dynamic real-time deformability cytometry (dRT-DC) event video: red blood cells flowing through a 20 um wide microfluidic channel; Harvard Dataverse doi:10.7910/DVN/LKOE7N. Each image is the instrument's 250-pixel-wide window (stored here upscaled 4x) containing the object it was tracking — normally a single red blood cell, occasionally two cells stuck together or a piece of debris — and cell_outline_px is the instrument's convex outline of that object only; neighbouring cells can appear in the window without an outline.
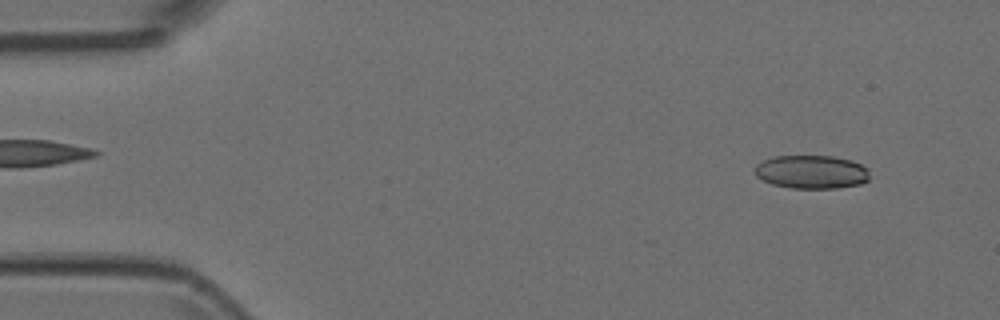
{"species": "Egyptian fruit bat (a non-hibernating species)", "species_latin": "Rousettus aegyptiacus", "temperature_condition": "room temperature", "stored_images_in_passage": 6, "camera_frame_rate_fps": 3000, "um_per_image_px": 0.085, "animal": {"sex": "female"}, "frame": {"image": 1, "passage_image": 2, "time_ms": 0.333, "image_size_px": [1000, 320], "cell_outline_px": [[868, 180], [860, 184], [836, 188], [788, 188], [772, 184], [756, 176], [756, 164], [772, 156], [832, 156], [852, 160], [868, 168]], "centroid_in_image_um": [68.98, 14.61], "position_along_channel_um": 16.0, "area_um2": 22.37}}
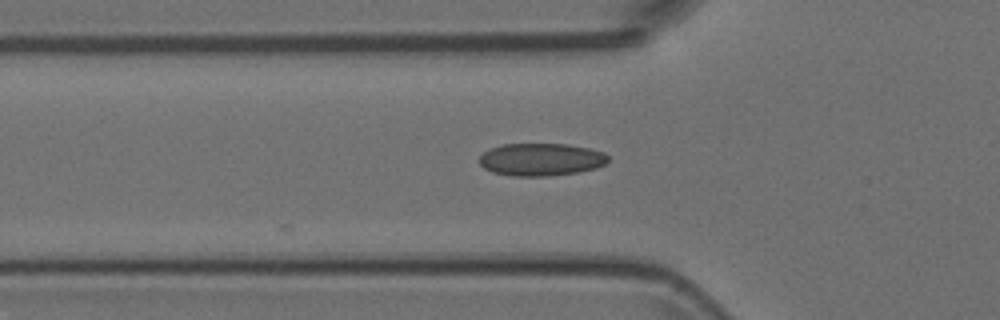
{"frame": {"image": 2, "passage_image": 6, "time_ms": 1.667, "image_size_px": [1000, 320], "cell_outline_px": [[608, 160], [604, 164], [596, 168], [576, 172], [548, 176], [512, 176], [492, 172], [484, 168], [480, 164], [480, 156], [484, 152], [492, 148], [504, 144], [568, 144], [588, 148], [604, 152], [608, 156]], "centroid_in_image_um": [45.98, 13.56], "position_along_channel_um": 79.8, "area_um2": 24.33}}